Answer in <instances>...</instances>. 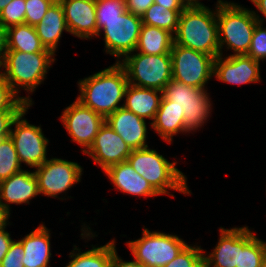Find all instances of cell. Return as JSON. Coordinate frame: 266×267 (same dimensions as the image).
Listing matches in <instances>:
<instances>
[{
  "instance_id": "484cf974",
  "label": "cell",
  "mask_w": 266,
  "mask_h": 267,
  "mask_svg": "<svg viewBox=\"0 0 266 267\" xmlns=\"http://www.w3.org/2000/svg\"><path fill=\"white\" fill-rule=\"evenodd\" d=\"M7 51L52 52L42 45L35 26L20 24L6 29Z\"/></svg>"
},
{
  "instance_id": "ffe728a7",
  "label": "cell",
  "mask_w": 266,
  "mask_h": 267,
  "mask_svg": "<svg viewBox=\"0 0 266 267\" xmlns=\"http://www.w3.org/2000/svg\"><path fill=\"white\" fill-rule=\"evenodd\" d=\"M114 187L123 194L137 197H156L159 194L152 188L148 181L138 174L128 161L109 167L104 171Z\"/></svg>"
},
{
  "instance_id": "1f68e13d",
  "label": "cell",
  "mask_w": 266,
  "mask_h": 267,
  "mask_svg": "<svg viewBox=\"0 0 266 267\" xmlns=\"http://www.w3.org/2000/svg\"><path fill=\"white\" fill-rule=\"evenodd\" d=\"M201 245L187 244L178 255L163 267H205Z\"/></svg>"
},
{
  "instance_id": "bcb514c9",
  "label": "cell",
  "mask_w": 266,
  "mask_h": 267,
  "mask_svg": "<svg viewBox=\"0 0 266 267\" xmlns=\"http://www.w3.org/2000/svg\"><path fill=\"white\" fill-rule=\"evenodd\" d=\"M182 1L187 7L205 6L203 3L200 2V0H182Z\"/></svg>"
},
{
  "instance_id": "4fadbf2b",
  "label": "cell",
  "mask_w": 266,
  "mask_h": 267,
  "mask_svg": "<svg viewBox=\"0 0 266 267\" xmlns=\"http://www.w3.org/2000/svg\"><path fill=\"white\" fill-rule=\"evenodd\" d=\"M62 112L59 118L71 136V141L80 145L85 154L93 144L100 127L105 123V118L77 99Z\"/></svg>"
},
{
  "instance_id": "cb8c5ba5",
  "label": "cell",
  "mask_w": 266,
  "mask_h": 267,
  "mask_svg": "<svg viewBox=\"0 0 266 267\" xmlns=\"http://www.w3.org/2000/svg\"><path fill=\"white\" fill-rule=\"evenodd\" d=\"M161 98L162 91L128 84L124 94L123 107L141 118L153 121Z\"/></svg>"
},
{
  "instance_id": "2e32d148",
  "label": "cell",
  "mask_w": 266,
  "mask_h": 267,
  "mask_svg": "<svg viewBox=\"0 0 266 267\" xmlns=\"http://www.w3.org/2000/svg\"><path fill=\"white\" fill-rule=\"evenodd\" d=\"M260 62L244 55H218L214 59L213 76L218 81L233 85L258 83L261 81Z\"/></svg>"
},
{
  "instance_id": "e575fe53",
  "label": "cell",
  "mask_w": 266,
  "mask_h": 267,
  "mask_svg": "<svg viewBox=\"0 0 266 267\" xmlns=\"http://www.w3.org/2000/svg\"><path fill=\"white\" fill-rule=\"evenodd\" d=\"M125 11V0H96V21L115 19Z\"/></svg>"
},
{
  "instance_id": "d6986e66",
  "label": "cell",
  "mask_w": 266,
  "mask_h": 267,
  "mask_svg": "<svg viewBox=\"0 0 266 267\" xmlns=\"http://www.w3.org/2000/svg\"><path fill=\"white\" fill-rule=\"evenodd\" d=\"M105 122L122 137L131 150L148 147L146 119L121 107L107 116Z\"/></svg>"
},
{
  "instance_id": "9a60e30c",
  "label": "cell",
  "mask_w": 266,
  "mask_h": 267,
  "mask_svg": "<svg viewBox=\"0 0 266 267\" xmlns=\"http://www.w3.org/2000/svg\"><path fill=\"white\" fill-rule=\"evenodd\" d=\"M131 151L122 137L105 122L85 154L105 171L113 165L127 161Z\"/></svg>"
},
{
  "instance_id": "6da1fadb",
  "label": "cell",
  "mask_w": 266,
  "mask_h": 267,
  "mask_svg": "<svg viewBox=\"0 0 266 267\" xmlns=\"http://www.w3.org/2000/svg\"><path fill=\"white\" fill-rule=\"evenodd\" d=\"M128 85L124 67L116 62L108 68L85 77L78 82L77 100L104 118L119 108Z\"/></svg>"
},
{
  "instance_id": "603a6c76",
  "label": "cell",
  "mask_w": 266,
  "mask_h": 267,
  "mask_svg": "<svg viewBox=\"0 0 266 267\" xmlns=\"http://www.w3.org/2000/svg\"><path fill=\"white\" fill-rule=\"evenodd\" d=\"M149 123L162 140L169 144H172L173 136L179 133H189L185 128L184 114H181L178 107L172 105V101L163 97L154 120Z\"/></svg>"
},
{
  "instance_id": "30bf717a",
  "label": "cell",
  "mask_w": 266,
  "mask_h": 267,
  "mask_svg": "<svg viewBox=\"0 0 266 267\" xmlns=\"http://www.w3.org/2000/svg\"><path fill=\"white\" fill-rule=\"evenodd\" d=\"M172 79L206 89L208 81L214 77V57L188 47L173 44L171 48Z\"/></svg>"
},
{
  "instance_id": "5b68a950",
  "label": "cell",
  "mask_w": 266,
  "mask_h": 267,
  "mask_svg": "<svg viewBox=\"0 0 266 267\" xmlns=\"http://www.w3.org/2000/svg\"><path fill=\"white\" fill-rule=\"evenodd\" d=\"M53 56V52L7 51L0 65V74L18 96L20 88L32 94L46 79L49 68L56 60Z\"/></svg>"
},
{
  "instance_id": "7c38bea8",
  "label": "cell",
  "mask_w": 266,
  "mask_h": 267,
  "mask_svg": "<svg viewBox=\"0 0 266 267\" xmlns=\"http://www.w3.org/2000/svg\"><path fill=\"white\" fill-rule=\"evenodd\" d=\"M83 168L76 162L61 158H49L34 173L38 180L39 194L58 198L81 181Z\"/></svg>"
},
{
  "instance_id": "74e56055",
  "label": "cell",
  "mask_w": 266,
  "mask_h": 267,
  "mask_svg": "<svg viewBox=\"0 0 266 267\" xmlns=\"http://www.w3.org/2000/svg\"><path fill=\"white\" fill-rule=\"evenodd\" d=\"M21 111H0V140L10 136L12 123Z\"/></svg>"
},
{
  "instance_id": "c3c4849f",
  "label": "cell",
  "mask_w": 266,
  "mask_h": 267,
  "mask_svg": "<svg viewBox=\"0 0 266 267\" xmlns=\"http://www.w3.org/2000/svg\"><path fill=\"white\" fill-rule=\"evenodd\" d=\"M262 267H266V254H265V256L263 257Z\"/></svg>"
},
{
  "instance_id": "e0dca14e",
  "label": "cell",
  "mask_w": 266,
  "mask_h": 267,
  "mask_svg": "<svg viewBox=\"0 0 266 267\" xmlns=\"http://www.w3.org/2000/svg\"><path fill=\"white\" fill-rule=\"evenodd\" d=\"M68 31L80 39L97 37L96 0H58Z\"/></svg>"
},
{
  "instance_id": "4dcf8cb0",
  "label": "cell",
  "mask_w": 266,
  "mask_h": 267,
  "mask_svg": "<svg viewBox=\"0 0 266 267\" xmlns=\"http://www.w3.org/2000/svg\"><path fill=\"white\" fill-rule=\"evenodd\" d=\"M266 242L256 236L240 250L239 267H262Z\"/></svg>"
},
{
  "instance_id": "7a4b0ae2",
  "label": "cell",
  "mask_w": 266,
  "mask_h": 267,
  "mask_svg": "<svg viewBox=\"0 0 266 267\" xmlns=\"http://www.w3.org/2000/svg\"><path fill=\"white\" fill-rule=\"evenodd\" d=\"M215 11L207 6L186 7L179 15L174 43L212 55H220L217 4Z\"/></svg>"
},
{
  "instance_id": "ac0fdd59",
  "label": "cell",
  "mask_w": 266,
  "mask_h": 267,
  "mask_svg": "<svg viewBox=\"0 0 266 267\" xmlns=\"http://www.w3.org/2000/svg\"><path fill=\"white\" fill-rule=\"evenodd\" d=\"M37 195L38 180L34 171L22 170L0 182V205L9 214L10 204H29Z\"/></svg>"
},
{
  "instance_id": "5bb4252c",
  "label": "cell",
  "mask_w": 266,
  "mask_h": 267,
  "mask_svg": "<svg viewBox=\"0 0 266 267\" xmlns=\"http://www.w3.org/2000/svg\"><path fill=\"white\" fill-rule=\"evenodd\" d=\"M219 240L212 252L203 259L205 267H239L240 250H242L256 235L248 228L233 227L225 229L220 227Z\"/></svg>"
},
{
  "instance_id": "d590c367",
  "label": "cell",
  "mask_w": 266,
  "mask_h": 267,
  "mask_svg": "<svg viewBox=\"0 0 266 267\" xmlns=\"http://www.w3.org/2000/svg\"><path fill=\"white\" fill-rule=\"evenodd\" d=\"M56 0H25V24L36 26Z\"/></svg>"
},
{
  "instance_id": "277c9868",
  "label": "cell",
  "mask_w": 266,
  "mask_h": 267,
  "mask_svg": "<svg viewBox=\"0 0 266 267\" xmlns=\"http://www.w3.org/2000/svg\"><path fill=\"white\" fill-rule=\"evenodd\" d=\"M257 22L253 10L231 1L217 0L220 55L223 56V47L233 50L230 55L247 54Z\"/></svg>"
},
{
  "instance_id": "ba28073f",
  "label": "cell",
  "mask_w": 266,
  "mask_h": 267,
  "mask_svg": "<svg viewBox=\"0 0 266 267\" xmlns=\"http://www.w3.org/2000/svg\"><path fill=\"white\" fill-rule=\"evenodd\" d=\"M133 258L144 267H163L187 245L177 235L144 228L142 237L126 242Z\"/></svg>"
},
{
  "instance_id": "7bdbcfd3",
  "label": "cell",
  "mask_w": 266,
  "mask_h": 267,
  "mask_svg": "<svg viewBox=\"0 0 266 267\" xmlns=\"http://www.w3.org/2000/svg\"><path fill=\"white\" fill-rule=\"evenodd\" d=\"M7 52V36L6 29L0 25V65Z\"/></svg>"
},
{
  "instance_id": "d4e9b609",
  "label": "cell",
  "mask_w": 266,
  "mask_h": 267,
  "mask_svg": "<svg viewBox=\"0 0 266 267\" xmlns=\"http://www.w3.org/2000/svg\"><path fill=\"white\" fill-rule=\"evenodd\" d=\"M174 35L167 30L142 24L136 52L148 55L170 54Z\"/></svg>"
},
{
  "instance_id": "f1b7e54d",
  "label": "cell",
  "mask_w": 266,
  "mask_h": 267,
  "mask_svg": "<svg viewBox=\"0 0 266 267\" xmlns=\"http://www.w3.org/2000/svg\"><path fill=\"white\" fill-rule=\"evenodd\" d=\"M22 170L10 136L0 140V182Z\"/></svg>"
},
{
  "instance_id": "7dc6e473",
  "label": "cell",
  "mask_w": 266,
  "mask_h": 267,
  "mask_svg": "<svg viewBox=\"0 0 266 267\" xmlns=\"http://www.w3.org/2000/svg\"><path fill=\"white\" fill-rule=\"evenodd\" d=\"M12 0H0V12L8 5Z\"/></svg>"
},
{
  "instance_id": "8fae6325",
  "label": "cell",
  "mask_w": 266,
  "mask_h": 267,
  "mask_svg": "<svg viewBox=\"0 0 266 267\" xmlns=\"http://www.w3.org/2000/svg\"><path fill=\"white\" fill-rule=\"evenodd\" d=\"M31 105L23 109L12 123L10 138L12 139L20 164L24 163L31 168L41 166L47 158V139L41 125L36 126L28 123L24 115Z\"/></svg>"
},
{
  "instance_id": "f546056e",
  "label": "cell",
  "mask_w": 266,
  "mask_h": 267,
  "mask_svg": "<svg viewBox=\"0 0 266 267\" xmlns=\"http://www.w3.org/2000/svg\"><path fill=\"white\" fill-rule=\"evenodd\" d=\"M30 95L27 97L18 96L0 74V111H22L28 105H33Z\"/></svg>"
},
{
  "instance_id": "83f0119b",
  "label": "cell",
  "mask_w": 266,
  "mask_h": 267,
  "mask_svg": "<svg viewBox=\"0 0 266 267\" xmlns=\"http://www.w3.org/2000/svg\"><path fill=\"white\" fill-rule=\"evenodd\" d=\"M183 10H170L153 3L141 17L142 24L158 27L175 35L178 28L179 15Z\"/></svg>"
},
{
  "instance_id": "52a82bcc",
  "label": "cell",
  "mask_w": 266,
  "mask_h": 267,
  "mask_svg": "<svg viewBox=\"0 0 266 267\" xmlns=\"http://www.w3.org/2000/svg\"><path fill=\"white\" fill-rule=\"evenodd\" d=\"M207 89H199L171 79L162 91V97L172 101L184 114L186 130L196 132L210 118L212 101Z\"/></svg>"
},
{
  "instance_id": "60d3db41",
  "label": "cell",
  "mask_w": 266,
  "mask_h": 267,
  "mask_svg": "<svg viewBox=\"0 0 266 267\" xmlns=\"http://www.w3.org/2000/svg\"><path fill=\"white\" fill-rule=\"evenodd\" d=\"M110 267H144L136 259L133 261H123L121 257L118 256L117 250L113 251Z\"/></svg>"
},
{
  "instance_id": "836d02e7",
  "label": "cell",
  "mask_w": 266,
  "mask_h": 267,
  "mask_svg": "<svg viewBox=\"0 0 266 267\" xmlns=\"http://www.w3.org/2000/svg\"><path fill=\"white\" fill-rule=\"evenodd\" d=\"M25 0H12L0 12V25L5 29L25 24Z\"/></svg>"
},
{
  "instance_id": "3957f363",
  "label": "cell",
  "mask_w": 266,
  "mask_h": 267,
  "mask_svg": "<svg viewBox=\"0 0 266 267\" xmlns=\"http://www.w3.org/2000/svg\"><path fill=\"white\" fill-rule=\"evenodd\" d=\"M133 169L144 177L159 195H169V190L191 195L187 177L176 168L177 162H170L155 149L148 147L132 150L127 158ZM169 189V190H168Z\"/></svg>"
},
{
  "instance_id": "d6a6232c",
  "label": "cell",
  "mask_w": 266,
  "mask_h": 267,
  "mask_svg": "<svg viewBox=\"0 0 266 267\" xmlns=\"http://www.w3.org/2000/svg\"><path fill=\"white\" fill-rule=\"evenodd\" d=\"M253 13L258 20L256 23L250 48L247 52V56L251 57L255 61L262 62L266 59V27L263 28L264 19L257 14L258 12L253 10Z\"/></svg>"
},
{
  "instance_id": "7402d4cb",
  "label": "cell",
  "mask_w": 266,
  "mask_h": 267,
  "mask_svg": "<svg viewBox=\"0 0 266 267\" xmlns=\"http://www.w3.org/2000/svg\"><path fill=\"white\" fill-rule=\"evenodd\" d=\"M35 29L45 49L55 54L63 32H69L63 8L58 0L50 6L43 20L35 26Z\"/></svg>"
},
{
  "instance_id": "4316f807",
  "label": "cell",
  "mask_w": 266,
  "mask_h": 267,
  "mask_svg": "<svg viewBox=\"0 0 266 267\" xmlns=\"http://www.w3.org/2000/svg\"><path fill=\"white\" fill-rule=\"evenodd\" d=\"M115 239L103 246H92L85 252L74 245L69 257L72 258L65 267H110L113 251L116 249ZM78 251V252H77Z\"/></svg>"
},
{
  "instance_id": "9c48e42d",
  "label": "cell",
  "mask_w": 266,
  "mask_h": 267,
  "mask_svg": "<svg viewBox=\"0 0 266 267\" xmlns=\"http://www.w3.org/2000/svg\"><path fill=\"white\" fill-rule=\"evenodd\" d=\"M96 24L97 37L104 33V50L117 58L116 62L136 50L142 26L141 17L126 10L115 19L96 21Z\"/></svg>"
},
{
  "instance_id": "f35d334b",
  "label": "cell",
  "mask_w": 266,
  "mask_h": 267,
  "mask_svg": "<svg viewBox=\"0 0 266 267\" xmlns=\"http://www.w3.org/2000/svg\"><path fill=\"white\" fill-rule=\"evenodd\" d=\"M154 0H125V7L128 12L142 17Z\"/></svg>"
},
{
  "instance_id": "f6af8a7d",
  "label": "cell",
  "mask_w": 266,
  "mask_h": 267,
  "mask_svg": "<svg viewBox=\"0 0 266 267\" xmlns=\"http://www.w3.org/2000/svg\"><path fill=\"white\" fill-rule=\"evenodd\" d=\"M266 19V0H250Z\"/></svg>"
},
{
  "instance_id": "ee69618b",
  "label": "cell",
  "mask_w": 266,
  "mask_h": 267,
  "mask_svg": "<svg viewBox=\"0 0 266 267\" xmlns=\"http://www.w3.org/2000/svg\"><path fill=\"white\" fill-rule=\"evenodd\" d=\"M9 218L10 214L0 205V230L10 224Z\"/></svg>"
},
{
  "instance_id": "ab89813d",
  "label": "cell",
  "mask_w": 266,
  "mask_h": 267,
  "mask_svg": "<svg viewBox=\"0 0 266 267\" xmlns=\"http://www.w3.org/2000/svg\"><path fill=\"white\" fill-rule=\"evenodd\" d=\"M6 227L0 230V263L7 254L13 239L6 230Z\"/></svg>"
},
{
  "instance_id": "44dd1931",
  "label": "cell",
  "mask_w": 266,
  "mask_h": 267,
  "mask_svg": "<svg viewBox=\"0 0 266 267\" xmlns=\"http://www.w3.org/2000/svg\"><path fill=\"white\" fill-rule=\"evenodd\" d=\"M50 235V230L44 224H40L19 240L24 247L22 259L24 267H50L49 261L52 257Z\"/></svg>"
},
{
  "instance_id": "8d00e7d4",
  "label": "cell",
  "mask_w": 266,
  "mask_h": 267,
  "mask_svg": "<svg viewBox=\"0 0 266 267\" xmlns=\"http://www.w3.org/2000/svg\"><path fill=\"white\" fill-rule=\"evenodd\" d=\"M23 257L24 247L22 243L19 240H13L7 254L0 263V267H24Z\"/></svg>"
},
{
  "instance_id": "b9f144b4",
  "label": "cell",
  "mask_w": 266,
  "mask_h": 267,
  "mask_svg": "<svg viewBox=\"0 0 266 267\" xmlns=\"http://www.w3.org/2000/svg\"><path fill=\"white\" fill-rule=\"evenodd\" d=\"M154 3L170 10H184L187 7L182 0H154Z\"/></svg>"
},
{
  "instance_id": "8992f818",
  "label": "cell",
  "mask_w": 266,
  "mask_h": 267,
  "mask_svg": "<svg viewBox=\"0 0 266 267\" xmlns=\"http://www.w3.org/2000/svg\"><path fill=\"white\" fill-rule=\"evenodd\" d=\"M125 69L128 84L163 91L172 79L171 54L148 55L136 51L119 62Z\"/></svg>"
}]
</instances>
